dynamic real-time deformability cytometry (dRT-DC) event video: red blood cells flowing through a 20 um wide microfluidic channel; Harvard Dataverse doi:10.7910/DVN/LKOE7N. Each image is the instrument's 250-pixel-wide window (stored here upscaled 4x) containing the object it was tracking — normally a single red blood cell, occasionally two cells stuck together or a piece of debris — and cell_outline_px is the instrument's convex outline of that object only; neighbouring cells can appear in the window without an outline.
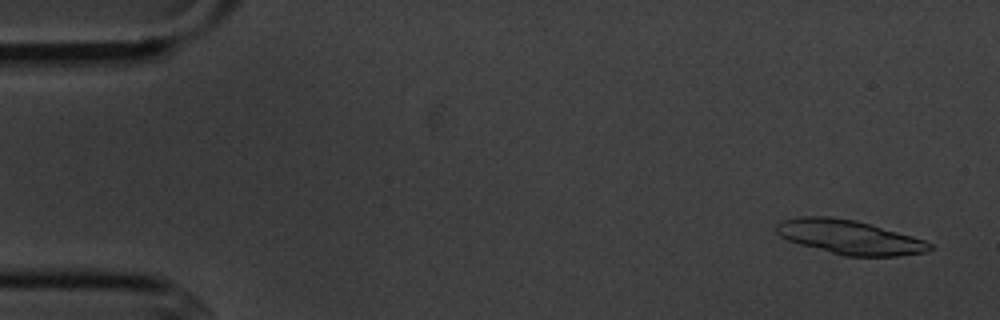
{"species": "common noctule bat (a hibernating species)", "species_latin": "Nyctalus noctula", "temperature_condition": "cold", "stored_images_in_passage": 5, "camera_frame_rate_fps": 3000, "um_per_image_px": 0.085, "animal": {"sex": "male", "body_mass_g": 20.1, "forearm_length_mm": 53.5}, "frame": {"image": 1, "passage_image": 1, "time_ms": 0.0, "image_size_px": [1000, 320], "cell_outline_px": [[932, 248], [928, 252], [900, 256], [844, 256], [800, 244], [788, 240], [780, 236], [776, 232], [776, 224], [780, 220], [800, 216], [828, 216], [856, 220], [912, 236], [924, 240], [932, 244]], "centroid_in_image_um": [72.19, 20.15], "position_along_channel_um": 12.8, "area_um2": 30.58}}